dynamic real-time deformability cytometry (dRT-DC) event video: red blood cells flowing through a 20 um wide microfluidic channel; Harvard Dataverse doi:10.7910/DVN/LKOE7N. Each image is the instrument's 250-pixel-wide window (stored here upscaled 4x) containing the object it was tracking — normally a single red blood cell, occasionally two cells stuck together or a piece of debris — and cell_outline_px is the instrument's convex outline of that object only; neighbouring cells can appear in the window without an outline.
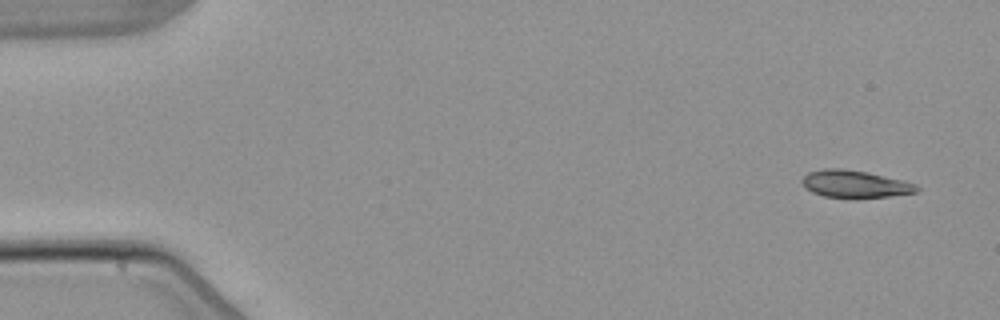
{"species": "common noctule bat (a hibernating species)", "species_latin": "Nyctalus noctula", "temperature_condition": "warm", "stored_images_in_passage": 6, "camera_frame_rate_fps": 3000, "um_per_image_px": 0.085, "animal": {"sex": "male", "body_mass_g": 21.5, "forearm_length_mm": 52.0}, "frame": {"image": 1, "passage_image": 1, "time_ms": 0.0, "image_size_px": [1000, 320], "cell_outline_px": [[920, 188], [916, 192], [888, 196], [856, 200], [824, 196], [812, 192], [804, 188], [800, 180], [808, 172], [824, 168], [840, 168], [868, 172], [916, 184]], "centroid_in_image_um": [72.61, 15.66], "position_along_channel_um": 12.4, "area_um2": 18.67}}
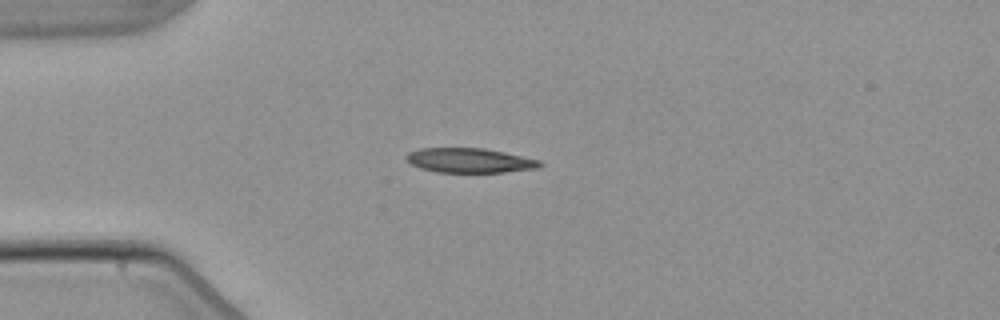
{"frame": {"image": 2, "passage_image": 4, "time_ms": 3.667, "image_size_px": [1000, 320], "cell_outline_px": [[544, 164], [540, 168], [504, 172], [436, 172], [420, 168], [412, 164], [404, 156], [408, 152], [420, 148], [484, 148], [504, 152], [540, 160]], "centroid_in_image_um": [39.93, 13.63], "position_along_channel_um": 45.1, "area_um2": 19.19}}
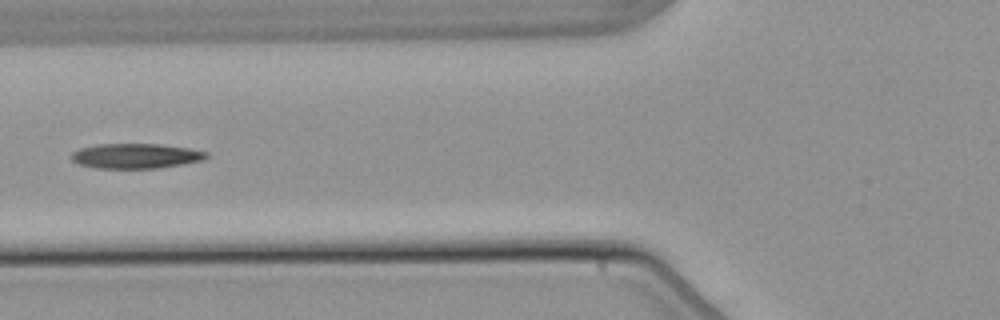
{"frame": {"image": 3, "passage_image": 6, "time_ms": 6.0, "image_size_px": [1000, 320], "cell_outline_px": [[208, 156], [204, 160], [156, 168], [96, 168], [80, 164], [72, 160], [72, 152], [80, 148], [96, 144], [160, 144], [188, 148], [208, 152]], "centroid_in_image_um": [11.54, 13.25], "position_along_channel_um": 114.3, "area_um2": 19.48}}